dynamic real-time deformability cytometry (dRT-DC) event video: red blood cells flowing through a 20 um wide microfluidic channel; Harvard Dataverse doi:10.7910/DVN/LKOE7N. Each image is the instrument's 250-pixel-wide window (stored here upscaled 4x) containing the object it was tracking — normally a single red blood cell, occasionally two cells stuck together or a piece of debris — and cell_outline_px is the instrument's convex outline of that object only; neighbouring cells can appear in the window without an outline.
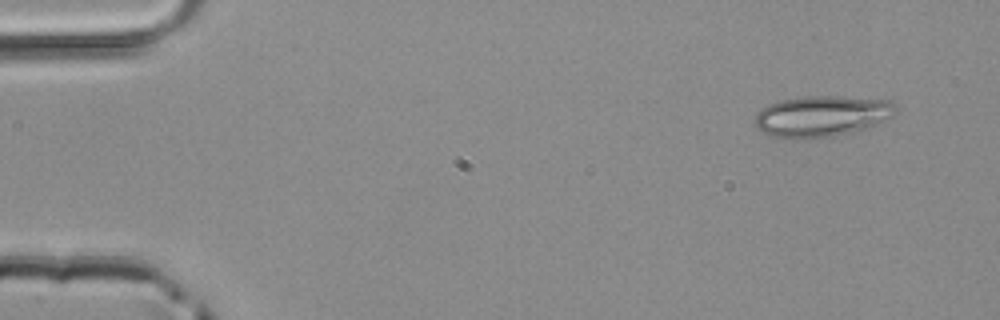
{"species": "common noctule bat (a hibernating species)", "species_latin": "Nyctalus noctula", "temperature_condition": "room temperature", "stored_images_in_passage": 47, "camera_frame_rate_fps": 3000, "um_per_image_px": 0.085, "animal": {"sex": "male", "body_mass_g": 20.4}, "frame": {"image": 1, "passage_image": 1, "time_ms": 0.0, "image_size_px": [1000, 320], "cell_outline_px": [[896, 108], [892, 116], [868, 128], [836, 136], [804, 140], [772, 136], [764, 132], [756, 124], [756, 112], [760, 108], [768, 104], [780, 100], [804, 96], [836, 96], [892, 100]], "centroid_in_image_um": [69.85, 9.88], "position_along_channel_um": 15.2, "area_um2": 33.87}}
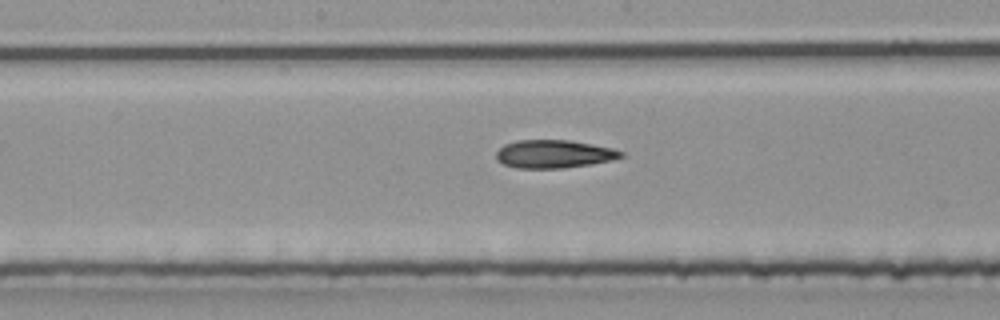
{"frame": {"image": 2, "passage_image": 23, "time_ms": 7.333, "image_size_px": [1000, 320], "cell_outline_px": [[624, 156], [612, 160], [592, 164], [564, 168], [520, 168], [504, 164], [496, 160], [496, 152], [504, 144], [516, 140], [568, 140], [592, 144], [612, 148], [624, 152]], "centroid_in_image_um": [47.09, 13.09], "position_along_channel_um": 201.1, "area_um2": 20.46}}
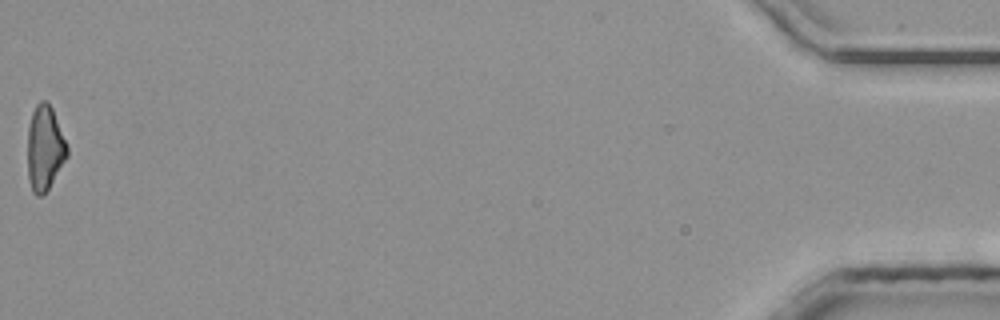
{"frame": {"image": 3, "passage_image": 47, "time_ms": 15.333, "image_size_px": [1000, 320], "cell_outline_px": [[68, 156], [48, 188], [40, 196], [36, 196], [32, 192], [28, 176], [28, 128], [32, 112], [36, 104], [40, 100], [44, 100], [52, 108], [68, 148]], "centroid_in_image_um": [3.79, 12.59], "position_along_channel_um": 431.4, "area_um2": 19.31}}